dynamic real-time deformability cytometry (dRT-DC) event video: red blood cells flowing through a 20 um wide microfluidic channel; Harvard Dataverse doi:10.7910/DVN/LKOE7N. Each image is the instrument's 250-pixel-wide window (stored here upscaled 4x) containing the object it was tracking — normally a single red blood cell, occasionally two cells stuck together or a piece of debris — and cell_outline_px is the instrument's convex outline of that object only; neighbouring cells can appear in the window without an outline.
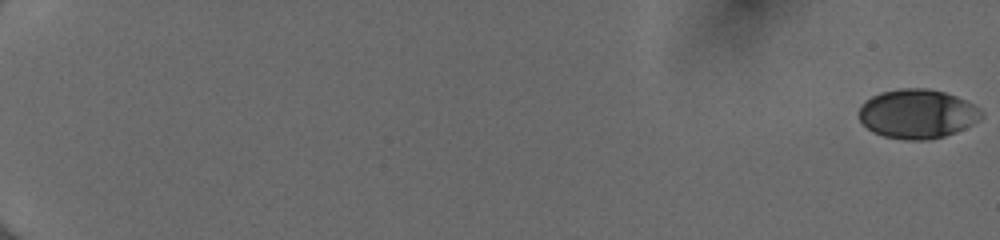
{"species": "human", "species_latin": "Homo sapiens", "temperature_condition": "cold", "stored_images_in_passage": 55, "camera_frame_rate_fps": 3000, "um_per_image_px": 0.085, "donor": {"sex": "female"}, "frame": {"image": 1, "passage_image": 1, "time_ms": 0.0, "image_size_px": [1000, 240], "cell_outline_px": [[984, 116], [972, 124], [964, 128], [944, 136], [928, 140], [904, 140], [884, 136], [872, 132], [860, 120], [860, 104], [872, 96], [880, 92], [900, 88], [928, 88], [944, 92], [956, 96], [980, 108], [984, 112]], "centroid_in_image_um": [77.97, 9.67], "position_along_channel_um": 7.0, "area_um2": 35.14}}
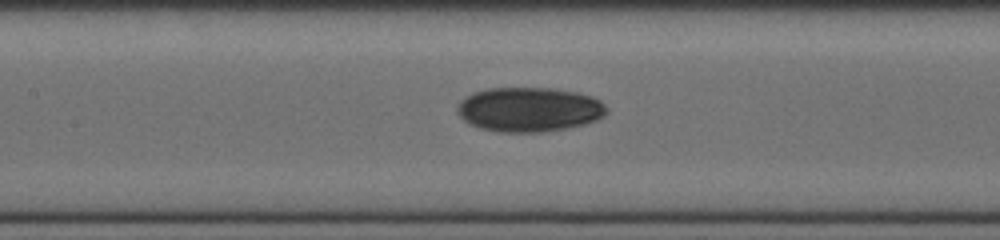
{"frame": {"image": 2, "passage_image": 30, "time_ms": 9.667, "image_size_px": [1000, 240], "cell_outline_px": [[608, 112], [604, 116], [596, 120], [584, 124], [564, 128], [540, 132], [496, 132], [480, 128], [464, 120], [460, 116], [456, 108], [460, 100], [464, 96], [472, 92], [488, 88], [552, 88], [576, 92], [592, 96], [600, 100], [608, 108]], "centroid_in_image_um": [44.97, 9.29], "position_along_channel_um": 162.4, "area_um2": 38.9}}
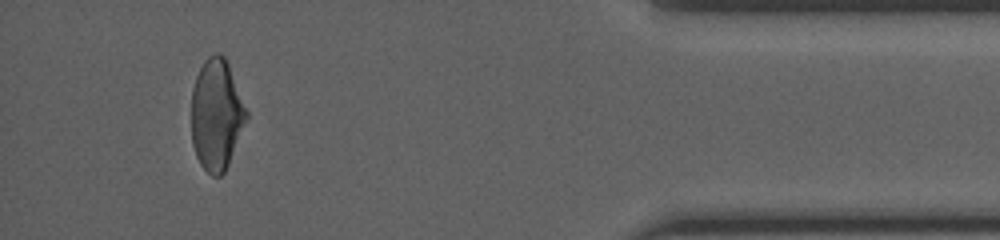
{"frame": {"image": 3, "passage_image": 52, "time_ms": 17.0, "image_size_px": [1000, 240], "cell_outline_px": [[248, 120], [228, 164], [224, 172], [220, 176], [212, 176], [200, 164], [196, 156], [192, 144], [192, 88], [196, 76], [204, 60], [208, 56], [216, 52], [224, 56], [228, 64], [248, 112]], "centroid_in_image_um": [18.4, 9.75], "position_along_channel_um": 416.8, "area_um2": 35.6}, "authors_computed_cell_mechanics": {"area_um2": 36.0094, "velocity_mm_per_s": 4.0509, "shape_relaxation_time_tau1_ms": 7.368, "shape_relaxation_time_tau2_ms": 3.9405, "deformation_change_tau1": 0.1793, "deformation_change_tau2": 0.0767}}